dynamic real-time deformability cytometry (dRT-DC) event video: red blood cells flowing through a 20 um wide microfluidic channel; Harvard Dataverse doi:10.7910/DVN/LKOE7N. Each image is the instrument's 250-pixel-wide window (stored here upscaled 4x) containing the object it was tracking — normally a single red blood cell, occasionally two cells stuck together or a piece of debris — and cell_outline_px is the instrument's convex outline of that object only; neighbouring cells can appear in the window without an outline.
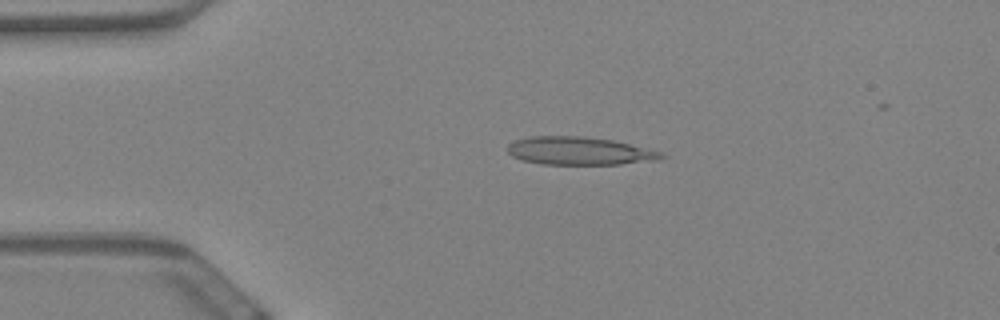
{"species": "Egyptian fruit bat (a non-hibernating species)", "species_latin": "Rousettus aegyptiacus", "temperature_condition": "warm", "stored_images_in_passage": 58, "camera_frame_rate_fps": 3000, "um_per_image_px": 0.085, "animal": {"sex": "female"}, "frame": {"image": 1, "passage_image": 12, "time_ms": 3.667, "image_size_px": [1000, 320], "cell_outline_px": [[668, 156], [660, 160], [620, 164], [540, 164], [524, 160], [512, 156], [508, 152], [508, 144], [516, 140], [528, 136], [584, 136], [612, 140], [664, 152]], "centroid_in_image_um": [49.29, 12.83], "position_along_channel_um": 35.7, "area_um2": 25.2}}
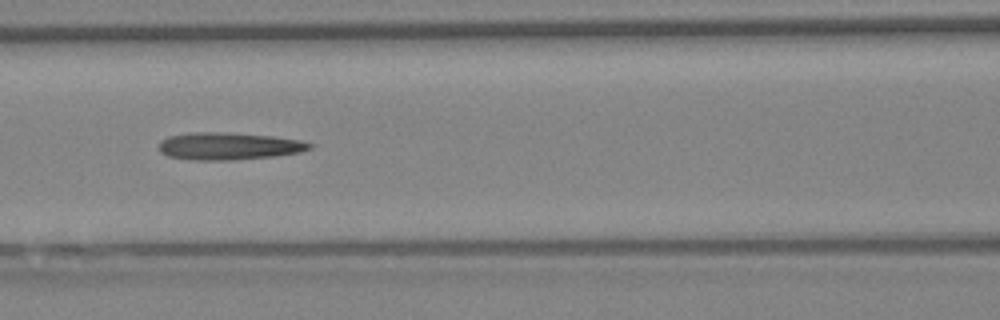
{"frame": {"image": 2, "passage_image": 25, "time_ms": 8.0, "image_size_px": [1000, 320], "cell_outline_px": [[312, 148], [300, 152], [272, 156], [232, 160], [192, 160], [168, 156], [160, 152], [160, 140], [168, 136], [192, 132], [228, 132], [272, 136], [300, 140], [312, 144]], "centroid_in_image_um": [19.41, 12.41], "position_along_channel_um": 147.2, "area_um2": 23.99}}
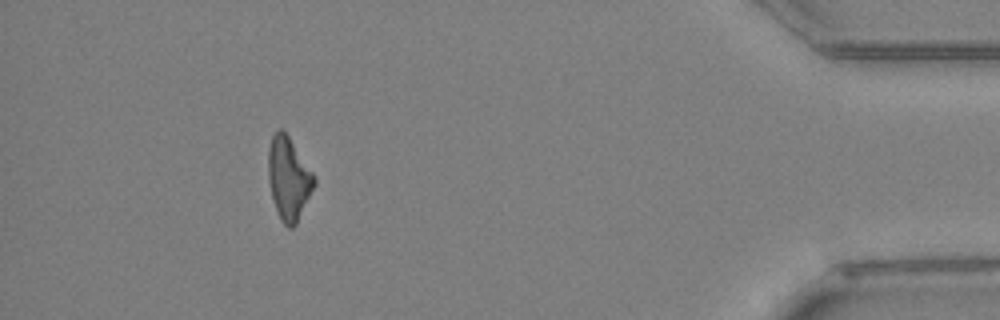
{"frame": {"image": 3, "passage_image": 53, "time_ms": 17.333, "image_size_px": [1000, 320], "cell_outline_px": [[316, 184], [296, 224], [292, 228], [288, 228], [280, 220], [272, 196], [268, 180], [268, 148], [272, 136], [276, 128], [280, 128], [288, 136], [312, 172], [316, 180]], "centroid_in_image_um": [24.52, 15.18], "position_along_channel_um": 410.7, "area_um2": 21.96}}